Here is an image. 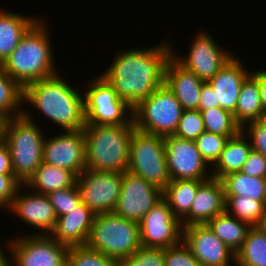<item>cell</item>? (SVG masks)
I'll list each match as a JSON object with an SVG mask.
<instances>
[{
  "label": "cell",
  "instance_id": "obj_1",
  "mask_svg": "<svg viewBox=\"0 0 266 266\" xmlns=\"http://www.w3.org/2000/svg\"><path fill=\"white\" fill-rule=\"evenodd\" d=\"M171 56L168 42L149 49L121 51L101 76L133 109L164 84L165 66Z\"/></svg>",
  "mask_w": 266,
  "mask_h": 266
},
{
  "label": "cell",
  "instance_id": "obj_2",
  "mask_svg": "<svg viewBox=\"0 0 266 266\" xmlns=\"http://www.w3.org/2000/svg\"><path fill=\"white\" fill-rule=\"evenodd\" d=\"M60 77L57 73L28 84L24 88L23 102L32 103L64 131L83 130L86 124L84 97Z\"/></svg>",
  "mask_w": 266,
  "mask_h": 266
},
{
  "label": "cell",
  "instance_id": "obj_3",
  "mask_svg": "<svg viewBox=\"0 0 266 266\" xmlns=\"http://www.w3.org/2000/svg\"><path fill=\"white\" fill-rule=\"evenodd\" d=\"M46 26L39 18L0 66L23 89L57 74Z\"/></svg>",
  "mask_w": 266,
  "mask_h": 266
},
{
  "label": "cell",
  "instance_id": "obj_4",
  "mask_svg": "<svg viewBox=\"0 0 266 266\" xmlns=\"http://www.w3.org/2000/svg\"><path fill=\"white\" fill-rule=\"evenodd\" d=\"M134 130L133 119L121 125L85 124L86 169L119 173L127 171Z\"/></svg>",
  "mask_w": 266,
  "mask_h": 266
},
{
  "label": "cell",
  "instance_id": "obj_5",
  "mask_svg": "<svg viewBox=\"0 0 266 266\" xmlns=\"http://www.w3.org/2000/svg\"><path fill=\"white\" fill-rule=\"evenodd\" d=\"M29 112L3 120L1 138L11 154L14 175L25 184L43 162L45 137Z\"/></svg>",
  "mask_w": 266,
  "mask_h": 266
},
{
  "label": "cell",
  "instance_id": "obj_6",
  "mask_svg": "<svg viewBox=\"0 0 266 266\" xmlns=\"http://www.w3.org/2000/svg\"><path fill=\"white\" fill-rule=\"evenodd\" d=\"M86 246L120 262L142 246L139 223L114 212L97 214Z\"/></svg>",
  "mask_w": 266,
  "mask_h": 266
},
{
  "label": "cell",
  "instance_id": "obj_7",
  "mask_svg": "<svg viewBox=\"0 0 266 266\" xmlns=\"http://www.w3.org/2000/svg\"><path fill=\"white\" fill-rule=\"evenodd\" d=\"M184 109L174 93L165 85L133 108L135 129L156 136L174 135Z\"/></svg>",
  "mask_w": 266,
  "mask_h": 266
},
{
  "label": "cell",
  "instance_id": "obj_8",
  "mask_svg": "<svg viewBox=\"0 0 266 266\" xmlns=\"http://www.w3.org/2000/svg\"><path fill=\"white\" fill-rule=\"evenodd\" d=\"M127 171L163 191L171 181L167 170L164 137L135 129L131 135Z\"/></svg>",
  "mask_w": 266,
  "mask_h": 266
},
{
  "label": "cell",
  "instance_id": "obj_9",
  "mask_svg": "<svg viewBox=\"0 0 266 266\" xmlns=\"http://www.w3.org/2000/svg\"><path fill=\"white\" fill-rule=\"evenodd\" d=\"M90 82L87 93L83 96L86 124H128L132 120L133 109L117 96L107 80L98 75Z\"/></svg>",
  "mask_w": 266,
  "mask_h": 266
},
{
  "label": "cell",
  "instance_id": "obj_10",
  "mask_svg": "<svg viewBox=\"0 0 266 266\" xmlns=\"http://www.w3.org/2000/svg\"><path fill=\"white\" fill-rule=\"evenodd\" d=\"M10 241L7 244L13 259L10 266H67L69 247L49 234L19 236Z\"/></svg>",
  "mask_w": 266,
  "mask_h": 266
},
{
  "label": "cell",
  "instance_id": "obj_11",
  "mask_svg": "<svg viewBox=\"0 0 266 266\" xmlns=\"http://www.w3.org/2000/svg\"><path fill=\"white\" fill-rule=\"evenodd\" d=\"M123 173L85 169L77 178L81 201L95 215L114 212L121 192Z\"/></svg>",
  "mask_w": 266,
  "mask_h": 266
},
{
  "label": "cell",
  "instance_id": "obj_12",
  "mask_svg": "<svg viewBox=\"0 0 266 266\" xmlns=\"http://www.w3.org/2000/svg\"><path fill=\"white\" fill-rule=\"evenodd\" d=\"M162 199V190L148 183L140 176L125 171L114 213L124 219L139 223Z\"/></svg>",
  "mask_w": 266,
  "mask_h": 266
},
{
  "label": "cell",
  "instance_id": "obj_13",
  "mask_svg": "<svg viewBox=\"0 0 266 266\" xmlns=\"http://www.w3.org/2000/svg\"><path fill=\"white\" fill-rule=\"evenodd\" d=\"M143 247L168 248L182 241L183 227L162 199L139 222Z\"/></svg>",
  "mask_w": 266,
  "mask_h": 266
},
{
  "label": "cell",
  "instance_id": "obj_14",
  "mask_svg": "<svg viewBox=\"0 0 266 266\" xmlns=\"http://www.w3.org/2000/svg\"><path fill=\"white\" fill-rule=\"evenodd\" d=\"M167 170L171 181L207 180V163L193 140L178 138L174 135L164 137Z\"/></svg>",
  "mask_w": 266,
  "mask_h": 266
},
{
  "label": "cell",
  "instance_id": "obj_15",
  "mask_svg": "<svg viewBox=\"0 0 266 266\" xmlns=\"http://www.w3.org/2000/svg\"><path fill=\"white\" fill-rule=\"evenodd\" d=\"M206 32H200L192 39L188 56L179 57L172 50V55L186 69L196 74L202 81H210L215 74L233 57L217 46L215 40Z\"/></svg>",
  "mask_w": 266,
  "mask_h": 266
},
{
  "label": "cell",
  "instance_id": "obj_16",
  "mask_svg": "<svg viewBox=\"0 0 266 266\" xmlns=\"http://www.w3.org/2000/svg\"><path fill=\"white\" fill-rule=\"evenodd\" d=\"M58 135L45 138L43 163L67 169L78 177L86 169L84 132L64 131Z\"/></svg>",
  "mask_w": 266,
  "mask_h": 266
},
{
  "label": "cell",
  "instance_id": "obj_17",
  "mask_svg": "<svg viewBox=\"0 0 266 266\" xmlns=\"http://www.w3.org/2000/svg\"><path fill=\"white\" fill-rule=\"evenodd\" d=\"M182 240L201 266H231L230 260L235 263L236 254L207 224L183 227Z\"/></svg>",
  "mask_w": 266,
  "mask_h": 266
},
{
  "label": "cell",
  "instance_id": "obj_18",
  "mask_svg": "<svg viewBox=\"0 0 266 266\" xmlns=\"http://www.w3.org/2000/svg\"><path fill=\"white\" fill-rule=\"evenodd\" d=\"M225 193L221 179L211 177L198 188L190 212L181 220L182 227L207 224L225 212Z\"/></svg>",
  "mask_w": 266,
  "mask_h": 266
},
{
  "label": "cell",
  "instance_id": "obj_19",
  "mask_svg": "<svg viewBox=\"0 0 266 266\" xmlns=\"http://www.w3.org/2000/svg\"><path fill=\"white\" fill-rule=\"evenodd\" d=\"M17 192V195L12 200L9 210L16 213L20 219L28 223L34 228L41 229L43 233L50 234L55 229L57 217L53 206L50 203L49 197L44 194L32 192L31 194H22ZM20 193V194H19ZM48 232V233H47Z\"/></svg>",
  "mask_w": 266,
  "mask_h": 266
},
{
  "label": "cell",
  "instance_id": "obj_20",
  "mask_svg": "<svg viewBox=\"0 0 266 266\" xmlns=\"http://www.w3.org/2000/svg\"><path fill=\"white\" fill-rule=\"evenodd\" d=\"M164 83L174 93L184 110H199L204 81L182 66L173 55L165 66Z\"/></svg>",
  "mask_w": 266,
  "mask_h": 266
},
{
  "label": "cell",
  "instance_id": "obj_21",
  "mask_svg": "<svg viewBox=\"0 0 266 266\" xmlns=\"http://www.w3.org/2000/svg\"><path fill=\"white\" fill-rule=\"evenodd\" d=\"M240 60L233 56L213 78L208 81L214 90L216 103L219 107L235 112L241 86L244 80L251 74L245 70Z\"/></svg>",
  "mask_w": 266,
  "mask_h": 266
},
{
  "label": "cell",
  "instance_id": "obj_22",
  "mask_svg": "<svg viewBox=\"0 0 266 266\" xmlns=\"http://www.w3.org/2000/svg\"><path fill=\"white\" fill-rule=\"evenodd\" d=\"M94 217L95 214L84 203H81L68 214L57 217L51 236L68 247L85 246Z\"/></svg>",
  "mask_w": 266,
  "mask_h": 266
},
{
  "label": "cell",
  "instance_id": "obj_23",
  "mask_svg": "<svg viewBox=\"0 0 266 266\" xmlns=\"http://www.w3.org/2000/svg\"><path fill=\"white\" fill-rule=\"evenodd\" d=\"M39 19L0 9V66Z\"/></svg>",
  "mask_w": 266,
  "mask_h": 266
},
{
  "label": "cell",
  "instance_id": "obj_24",
  "mask_svg": "<svg viewBox=\"0 0 266 266\" xmlns=\"http://www.w3.org/2000/svg\"><path fill=\"white\" fill-rule=\"evenodd\" d=\"M245 135V132L241 130L237 135L228 139L218 161L213 166L212 177L221 179L229 173L242 170L252 150L251 143L246 140Z\"/></svg>",
  "mask_w": 266,
  "mask_h": 266
},
{
  "label": "cell",
  "instance_id": "obj_25",
  "mask_svg": "<svg viewBox=\"0 0 266 266\" xmlns=\"http://www.w3.org/2000/svg\"><path fill=\"white\" fill-rule=\"evenodd\" d=\"M235 121L246 127V123L266 118L262 107L258 80L250 74L243 82L238 96L235 112Z\"/></svg>",
  "mask_w": 266,
  "mask_h": 266
},
{
  "label": "cell",
  "instance_id": "obj_26",
  "mask_svg": "<svg viewBox=\"0 0 266 266\" xmlns=\"http://www.w3.org/2000/svg\"><path fill=\"white\" fill-rule=\"evenodd\" d=\"M76 178L67 169L42 162L24 186L33 188V192L48 195L50 192L73 186Z\"/></svg>",
  "mask_w": 266,
  "mask_h": 266
},
{
  "label": "cell",
  "instance_id": "obj_27",
  "mask_svg": "<svg viewBox=\"0 0 266 266\" xmlns=\"http://www.w3.org/2000/svg\"><path fill=\"white\" fill-rule=\"evenodd\" d=\"M205 180H174L163 190V199L180 221L190 212L199 185Z\"/></svg>",
  "mask_w": 266,
  "mask_h": 266
},
{
  "label": "cell",
  "instance_id": "obj_28",
  "mask_svg": "<svg viewBox=\"0 0 266 266\" xmlns=\"http://www.w3.org/2000/svg\"><path fill=\"white\" fill-rule=\"evenodd\" d=\"M207 225L235 254L242 247L251 228L248 223L235 218L226 211L212 218Z\"/></svg>",
  "mask_w": 266,
  "mask_h": 266
},
{
  "label": "cell",
  "instance_id": "obj_29",
  "mask_svg": "<svg viewBox=\"0 0 266 266\" xmlns=\"http://www.w3.org/2000/svg\"><path fill=\"white\" fill-rule=\"evenodd\" d=\"M225 196H242L262 201L266 205V178L251 177L241 171L221 178Z\"/></svg>",
  "mask_w": 266,
  "mask_h": 266
},
{
  "label": "cell",
  "instance_id": "obj_30",
  "mask_svg": "<svg viewBox=\"0 0 266 266\" xmlns=\"http://www.w3.org/2000/svg\"><path fill=\"white\" fill-rule=\"evenodd\" d=\"M235 263L241 266H266V234L251 227L242 247L236 252Z\"/></svg>",
  "mask_w": 266,
  "mask_h": 266
},
{
  "label": "cell",
  "instance_id": "obj_31",
  "mask_svg": "<svg viewBox=\"0 0 266 266\" xmlns=\"http://www.w3.org/2000/svg\"><path fill=\"white\" fill-rule=\"evenodd\" d=\"M23 95L24 89L0 67V117L3 120L23 114L20 108V104H24Z\"/></svg>",
  "mask_w": 266,
  "mask_h": 266
},
{
  "label": "cell",
  "instance_id": "obj_32",
  "mask_svg": "<svg viewBox=\"0 0 266 266\" xmlns=\"http://www.w3.org/2000/svg\"><path fill=\"white\" fill-rule=\"evenodd\" d=\"M199 111L202 114L206 132L231 138L242 130L235 121L233 113L228 110L215 107Z\"/></svg>",
  "mask_w": 266,
  "mask_h": 266
},
{
  "label": "cell",
  "instance_id": "obj_33",
  "mask_svg": "<svg viewBox=\"0 0 266 266\" xmlns=\"http://www.w3.org/2000/svg\"><path fill=\"white\" fill-rule=\"evenodd\" d=\"M225 199V211L233 213L232 216L235 215V218L248 223L251 227L258 223L263 214L265 204L262 201L242 196H225Z\"/></svg>",
  "mask_w": 266,
  "mask_h": 266
},
{
  "label": "cell",
  "instance_id": "obj_34",
  "mask_svg": "<svg viewBox=\"0 0 266 266\" xmlns=\"http://www.w3.org/2000/svg\"><path fill=\"white\" fill-rule=\"evenodd\" d=\"M67 266H119V262L85 246H70Z\"/></svg>",
  "mask_w": 266,
  "mask_h": 266
},
{
  "label": "cell",
  "instance_id": "obj_35",
  "mask_svg": "<svg viewBox=\"0 0 266 266\" xmlns=\"http://www.w3.org/2000/svg\"><path fill=\"white\" fill-rule=\"evenodd\" d=\"M229 137L204 131L196 140V146L207 164L218 161Z\"/></svg>",
  "mask_w": 266,
  "mask_h": 266
},
{
  "label": "cell",
  "instance_id": "obj_36",
  "mask_svg": "<svg viewBox=\"0 0 266 266\" xmlns=\"http://www.w3.org/2000/svg\"><path fill=\"white\" fill-rule=\"evenodd\" d=\"M204 131L205 126L201 112L199 110H184L174 136L195 141Z\"/></svg>",
  "mask_w": 266,
  "mask_h": 266
},
{
  "label": "cell",
  "instance_id": "obj_37",
  "mask_svg": "<svg viewBox=\"0 0 266 266\" xmlns=\"http://www.w3.org/2000/svg\"><path fill=\"white\" fill-rule=\"evenodd\" d=\"M47 196L53 206L56 217L68 214L82 203L76 183L71 187L50 192Z\"/></svg>",
  "mask_w": 266,
  "mask_h": 266
},
{
  "label": "cell",
  "instance_id": "obj_38",
  "mask_svg": "<svg viewBox=\"0 0 266 266\" xmlns=\"http://www.w3.org/2000/svg\"><path fill=\"white\" fill-rule=\"evenodd\" d=\"M119 266H165L164 248L141 246L133 255L121 260Z\"/></svg>",
  "mask_w": 266,
  "mask_h": 266
},
{
  "label": "cell",
  "instance_id": "obj_39",
  "mask_svg": "<svg viewBox=\"0 0 266 266\" xmlns=\"http://www.w3.org/2000/svg\"><path fill=\"white\" fill-rule=\"evenodd\" d=\"M165 266H201L183 240L175 246L164 248Z\"/></svg>",
  "mask_w": 266,
  "mask_h": 266
},
{
  "label": "cell",
  "instance_id": "obj_40",
  "mask_svg": "<svg viewBox=\"0 0 266 266\" xmlns=\"http://www.w3.org/2000/svg\"><path fill=\"white\" fill-rule=\"evenodd\" d=\"M246 124H248V129L242 127V131H245L246 134L248 133L247 136L251 138L248 140H250L252 150L266 158V118Z\"/></svg>",
  "mask_w": 266,
  "mask_h": 266
},
{
  "label": "cell",
  "instance_id": "obj_41",
  "mask_svg": "<svg viewBox=\"0 0 266 266\" xmlns=\"http://www.w3.org/2000/svg\"><path fill=\"white\" fill-rule=\"evenodd\" d=\"M20 186L24 184L14 174H0V209L10 207Z\"/></svg>",
  "mask_w": 266,
  "mask_h": 266
},
{
  "label": "cell",
  "instance_id": "obj_42",
  "mask_svg": "<svg viewBox=\"0 0 266 266\" xmlns=\"http://www.w3.org/2000/svg\"><path fill=\"white\" fill-rule=\"evenodd\" d=\"M241 172L251 177L266 178V158L251 150Z\"/></svg>",
  "mask_w": 266,
  "mask_h": 266
},
{
  "label": "cell",
  "instance_id": "obj_43",
  "mask_svg": "<svg viewBox=\"0 0 266 266\" xmlns=\"http://www.w3.org/2000/svg\"><path fill=\"white\" fill-rule=\"evenodd\" d=\"M215 107H219V103H216L214 90L208 82H204L200 92L199 110Z\"/></svg>",
  "mask_w": 266,
  "mask_h": 266
},
{
  "label": "cell",
  "instance_id": "obj_44",
  "mask_svg": "<svg viewBox=\"0 0 266 266\" xmlns=\"http://www.w3.org/2000/svg\"><path fill=\"white\" fill-rule=\"evenodd\" d=\"M0 174H14L11 154L2 138H0Z\"/></svg>",
  "mask_w": 266,
  "mask_h": 266
},
{
  "label": "cell",
  "instance_id": "obj_45",
  "mask_svg": "<svg viewBox=\"0 0 266 266\" xmlns=\"http://www.w3.org/2000/svg\"><path fill=\"white\" fill-rule=\"evenodd\" d=\"M251 74L258 80L262 107L266 113V70H253Z\"/></svg>",
  "mask_w": 266,
  "mask_h": 266
},
{
  "label": "cell",
  "instance_id": "obj_46",
  "mask_svg": "<svg viewBox=\"0 0 266 266\" xmlns=\"http://www.w3.org/2000/svg\"><path fill=\"white\" fill-rule=\"evenodd\" d=\"M254 227L266 234V205L264 207L263 214L261 215L258 223Z\"/></svg>",
  "mask_w": 266,
  "mask_h": 266
},
{
  "label": "cell",
  "instance_id": "obj_47",
  "mask_svg": "<svg viewBox=\"0 0 266 266\" xmlns=\"http://www.w3.org/2000/svg\"><path fill=\"white\" fill-rule=\"evenodd\" d=\"M4 247L0 246V266H10V262L7 259L6 254H4L3 250Z\"/></svg>",
  "mask_w": 266,
  "mask_h": 266
},
{
  "label": "cell",
  "instance_id": "obj_48",
  "mask_svg": "<svg viewBox=\"0 0 266 266\" xmlns=\"http://www.w3.org/2000/svg\"><path fill=\"white\" fill-rule=\"evenodd\" d=\"M2 122H3V119L0 117V138H1Z\"/></svg>",
  "mask_w": 266,
  "mask_h": 266
}]
</instances>
